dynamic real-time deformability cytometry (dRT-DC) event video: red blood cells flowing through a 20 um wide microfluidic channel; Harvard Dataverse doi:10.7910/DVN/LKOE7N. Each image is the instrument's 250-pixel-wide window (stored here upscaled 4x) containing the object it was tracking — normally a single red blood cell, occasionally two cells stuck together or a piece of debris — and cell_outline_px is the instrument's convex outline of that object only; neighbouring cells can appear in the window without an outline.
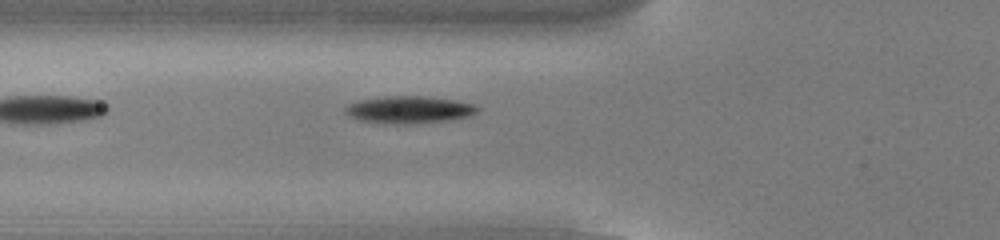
{"species": "common noctule bat (a hibernating species)", "species_latin": "Nyctalus noctula", "temperature_condition": "cold", "stored_images_in_passage": 36, "camera_frame_rate_fps": 3000, "um_per_image_px": 0.085, "animal": {"sex": "male", "body_mass_g": 13.0, "forearm_length_mm": 53.1}, "frame": {"image": 1, "passage_image": 2, "time_ms": 0.333, "image_size_px": [1000, 240], "cell_outline_px": [[480, 108], [476, 112], [468, 116], [444, 120], [404, 124], [396, 124], [360, 120], [344, 112], [344, 108], [348, 104], [360, 100], [384, 96], [428, 96], [452, 100], [472, 104]], "centroid_in_image_um": [34.73, 9.31], "position_along_channel_um": 91.1, "area_um2": 20.52}}
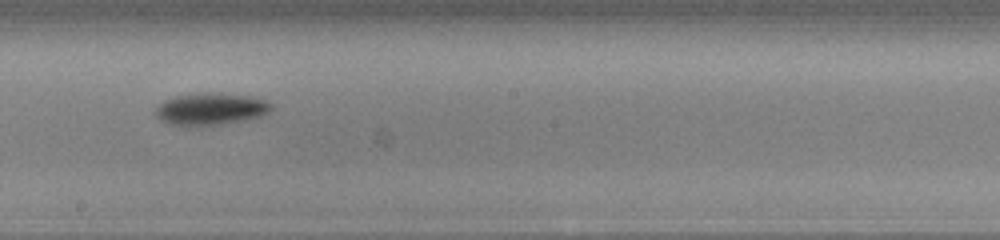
{"frame": {"image": 2, "passage_image": 13, "time_ms": 4.0, "image_size_px": [1000, 240], "cell_outline_px": [[272, 108], [268, 112], [260, 116], [244, 120], [220, 124], [188, 128], [168, 124], [160, 120], [156, 116], [156, 108], [164, 100], [176, 96], [200, 92], [220, 92], [252, 96], [268, 100], [272, 104]], "centroid_in_image_um": [17.9, 9.27], "position_along_channel_um": 230.3, "area_um2": 22.25}}
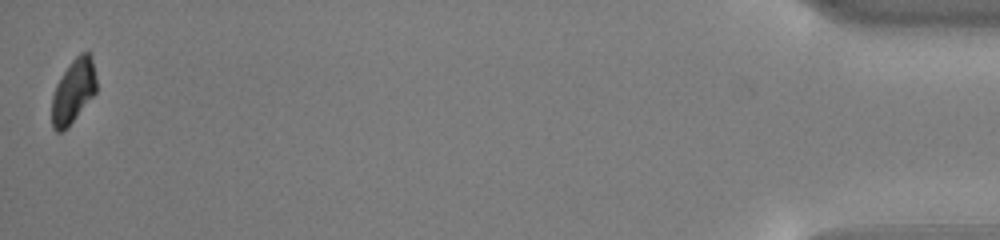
{"frame": {"image": 3, "passage_image": 36, "time_ms": 11.667, "image_size_px": [1000, 240], "cell_outline_px": [[96, 92], [68, 128], [60, 132], [56, 132], [52, 128], [52, 96], [56, 84], [72, 60], [80, 52], [92, 52], [96, 80]], "centroid_in_image_um": [6.24, 7.75], "position_along_channel_um": 429.0, "area_um2": 16.76}}